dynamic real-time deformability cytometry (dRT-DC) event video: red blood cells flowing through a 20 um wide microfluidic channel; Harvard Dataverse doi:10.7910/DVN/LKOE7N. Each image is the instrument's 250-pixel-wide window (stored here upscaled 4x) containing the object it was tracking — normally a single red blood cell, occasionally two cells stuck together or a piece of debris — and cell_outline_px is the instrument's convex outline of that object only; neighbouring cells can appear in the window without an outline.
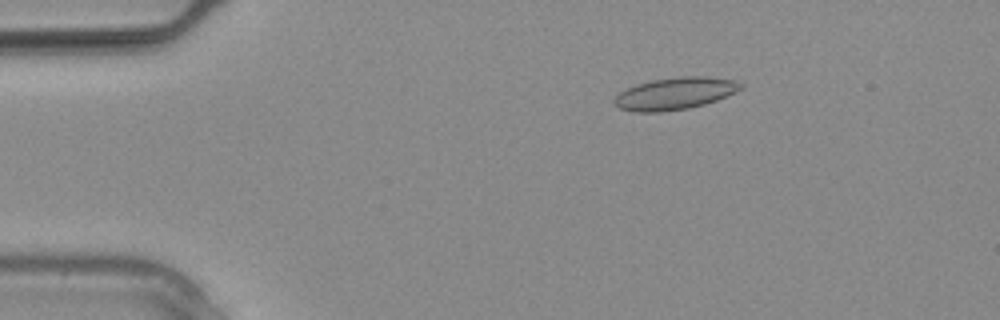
{"species": "common noctule bat (a hibernating species)", "species_latin": "Nyctalus noctula", "temperature_condition": "warm", "stored_images_in_passage": 29, "camera_frame_rate_fps": 3000, "um_per_image_px": 0.085, "animal": {"sex": "male", "body_mass_g": 20.4}, "frame": {"image": 1, "passage_image": 5, "time_ms": 1.333, "image_size_px": [1000, 320], "cell_outline_px": [[744, 88], [716, 100], [704, 104], [688, 108], [660, 112], [636, 112], [620, 108], [612, 100], [620, 92], [636, 84], [652, 80], [680, 76], [708, 76], [736, 80], [744, 84]], "centroid_in_image_um": [57.4, 7.93], "position_along_channel_um": 27.6, "area_um2": 23.64}}
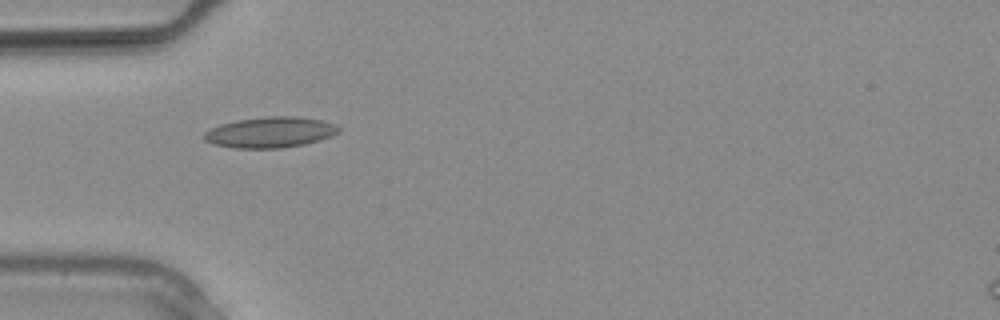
{"frame": {"image": 2, "passage_image": 9, "time_ms": 2.667, "image_size_px": [1000, 320], "cell_outline_px": [[340, 132], [304, 144], [280, 148], [232, 148], [212, 144], [204, 140], [204, 132], [220, 124], [240, 120], [264, 116], [296, 116], [320, 120], [336, 124], [340, 128]], "centroid_in_image_um": [22.93, 11.24], "position_along_channel_um": 62.1, "area_um2": 23.93}}